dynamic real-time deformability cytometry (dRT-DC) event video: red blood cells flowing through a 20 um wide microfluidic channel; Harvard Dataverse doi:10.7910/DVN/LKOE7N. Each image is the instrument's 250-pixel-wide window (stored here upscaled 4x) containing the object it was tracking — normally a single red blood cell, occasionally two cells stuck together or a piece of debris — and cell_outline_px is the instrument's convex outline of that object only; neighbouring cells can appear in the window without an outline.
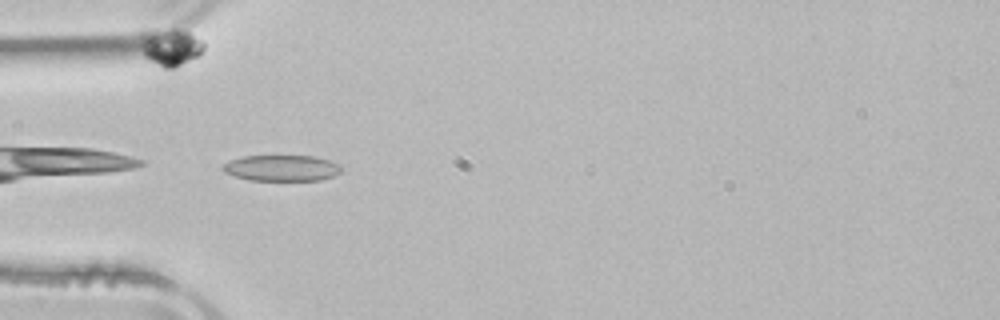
{"species": "common noctule bat (a hibernating species)", "species_latin": "Nyctalus noctula", "temperature_condition": "room temperature", "stored_images_in_passage": 34, "camera_frame_rate_fps": 3000, "um_per_image_px": 0.085, "animal": {"sex": "male", "body_mass_g": 21.5, "forearm_length_mm": 52.0}, "frame": {"image": 1, "passage_image": 1, "time_ms": 0.0, "image_size_px": [1000, 320], "cell_outline_px": [[340, 172], [332, 176], [320, 180], [248, 180], [224, 172], [220, 168], [224, 164], [232, 160], [244, 156], [312, 156], [328, 160], [340, 164]], "centroid_in_image_um": [23.93, 14.28], "position_along_channel_um": 61.1, "area_um2": 17.74}}
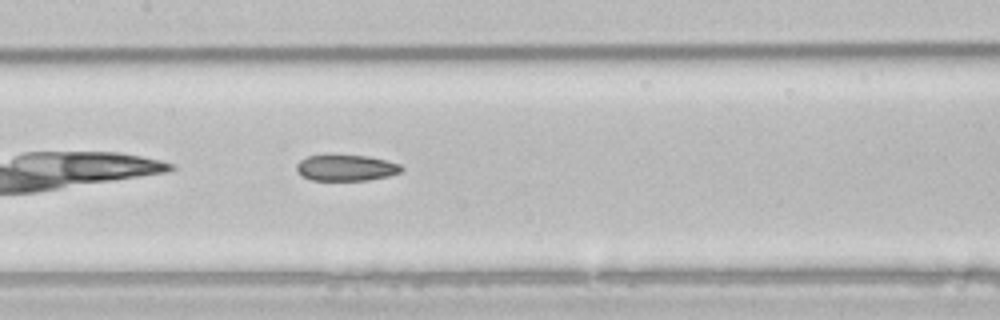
{"frame": {"image": 2, "passage_image": 10, "time_ms": 3.0, "image_size_px": [1000, 320], "cell_outline_px": [[404, 168], [400, 172], [388, 176], [368, 180], [312, 180], [300, 176], [296, 168], [296, 164], [300, 160], [308, 156], [368, 156], [400, 164]], "centroid_in_image_um": [29.4, 14.28], "position_along_channel_um": 178.0, "area_um2": 15.72}}
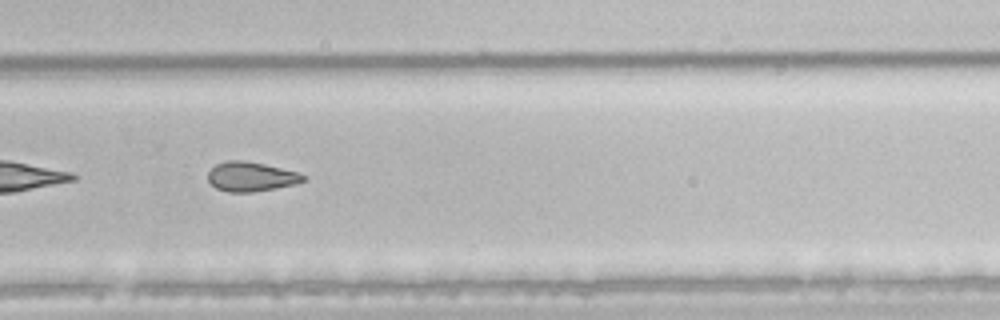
{"frame": {"image": 3, "passage_image": 20, "time_ms": 6.333, "image_size_px": [1000, 320], "cell_outline_px": [[308, 180], [296, 184], [276, 188], [252, 192], [228, 192], [216, 188], [208, 180], [208, 172], [216, 164], [228, 160], [240, 160], [264, 164], [296, 172], [308, 176]], "centroid_in_image_um": [21.36, 15.02], "position_along_channel_um": 308.4, "area_um2": 16.36}, "authors_computed_cell_mechanics": {"area_um2": 16.7909, "velocity_mm_per_s": 3.9355, "shape_relaxation_time_tau1_ms": 4.5337, "shape_relaxation_time_tau2_ms": 4.2057, "deformation_change_tau1": 0.1078, "deformation_change_tau2": 0.117}}